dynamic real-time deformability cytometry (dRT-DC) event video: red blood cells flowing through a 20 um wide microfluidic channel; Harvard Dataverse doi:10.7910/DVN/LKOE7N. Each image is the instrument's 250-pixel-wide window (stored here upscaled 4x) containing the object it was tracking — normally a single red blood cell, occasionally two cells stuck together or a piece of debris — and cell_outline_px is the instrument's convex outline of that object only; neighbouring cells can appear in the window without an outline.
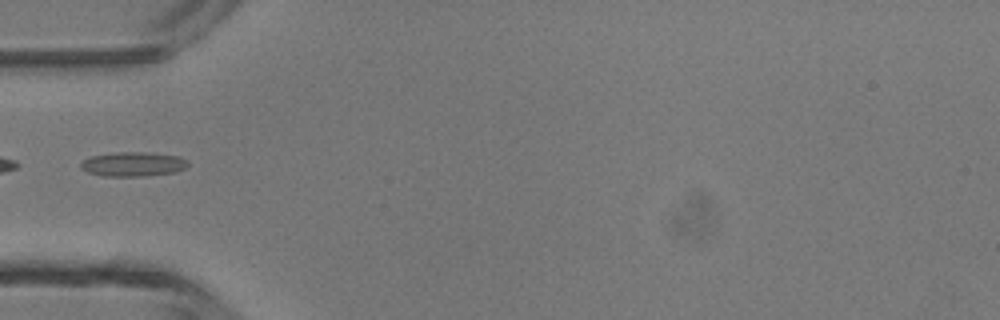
{"species": "common noctule bat (a hibernating species)", "species_latin": "Nyctalus noctula", "temperature_condition": "room temperature", "stored_images_in_passage": 31, "camera_frame_rate_fps": 3000, "um_per_image_px": 0.085, "animal": {"sex": "male", "body_mass_g": 13.3}, "frame": {"image": 1, "passage_image": 1, "time_ms": 0.0, "image_size_px": [1000, 320], "cell_outline_px": [[188, 164], [184, 168], [176, 172], [144, 176], [104, 176], [88, 172], [80, 168], [80, 164], [84, 160], [92, 156], [116, 152], [144, 152], [180, 156], [188, 160]], "centroid_in_image_um": [11.33, 13.95], "position_along_channel_um": 73.7, "area_um2": 15.2}}